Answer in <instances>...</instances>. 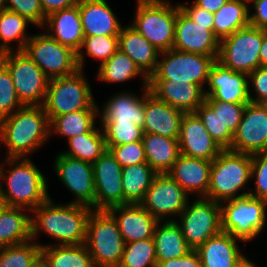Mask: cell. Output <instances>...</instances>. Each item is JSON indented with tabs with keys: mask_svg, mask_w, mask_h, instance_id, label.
Instances as JSON below:
<instances>
[{
	"mask_svg": "<svg viewBox=\"0 0 267 267\" xmlns=\"http://www.w3.org/2000/svg\"><path fill=\"white\" fill-rule=\"evenodd\" d=\"M93 209L67 203L55 204L51 198L35 208L31 216V239L42 232L56 239L55 245L85 244L87 222Z\"/></svg>",
	"mask_w": 267,
	"mask_h": 267,
	"instance_id": "obj_1",
	"label": "cell"
},
{
	"mask_svg": "<svg viewBox=\"0 0 267 267\" xmlns=\"http://www.w3.org/2000/svg\"><path fill=\"white\" fill-rule=\"evenodd\" d=\"M3 164L13 166L8 170L0 163V193L7 207L30 212L50 198L46 176L29 157H7Z\"/></svg>",
	"mask_w": 267,
	"mask_h": 267,
	"instance_id": "obj_2",
	"label": "cell"
},
{
	"mask_svg": "<svg viewBox=\"0 0 267 267\" xmlns=\"http://www.w3.org/2000/svg\"><path fill=\"white\" fill-rule=\"evenodd\" d=\"M50 137V121L43 105L23 106L0 119V144L7 147L9 158L29 157Z\"/></svg>",
	"mask_w": 267,
	"mask_h": 267,
	"instance_id": "obj_3",
	"label": "cell"
},
{
	"mask_svg": "<svg viewBox=\"0 0 267 267\" xmlns=\"http://www.w3.org/2000/svg\"><path fill=\"white\" fill-rule=\"evenodd\" d=\"M252 155L233 152L229 149L222 150L212 161L210 183L205 198L222 203L235 198L249 195L245 189L251 180Z\"/></svg>",
	"mask_w": 267,
	"mask_h": 267,
	"instance_id": "obj_4",
	"label": "cell"
},
{
	"mask_svg": "<svg viewBox=\"0 0 267 267\" xmlns=\"http://www.w3.org/2000/svg\"><path fill=\"white\" fill-rule=\"evenodd\" d=\"M131 26L160 52L173 49L177 6L169 0H136Z\"/></svg>",
	"mask_w": 267,
	"mask_h": 267,
	"instance_id": "obj_5",
	"label": "cell"
},
{
	"mask_svg": "<svg viewBox=\"0 0 267 267\" xmlns=\"http://www.w3.org/2000/svg\"><path fill=\"white\" fill-rule=\"evenodd\" d=\"M85 245L95 267H118L125 242L107 210H93L87 222Z\"/></svg>",
	"mask_w": 267,
	"mask_h": 267,
	"instance_id": "obj_6",
	"label": "cell"
},
{
	"mask_svg": "<svg viewBox=\"0 0 267 267\" xmlns=\"http://www.w3.org/2000/svg\"><path fill=\"white\" fill-rule=\"evenodd\" d=\"M266 208L267 200L250 195L222 202L221 229L244 243L251 241L264 230Z\"/></svg>",
	"mask_w": 267,
	"mask_h": 267,
	"instance_id": "obj_7",
	"label": "cell"
},
{
	"mask_svg": "<svg viewBox=\"0 0 267 267\" xmlns=\"http://www.w3.org/2000/svg\"><path fill=\"white\" fill-rule=\"evenodd\" d=\"M92 94L81 69L68 76L50 79L43 104L49 121L56 116L89 109L95 103Z\"/></svg>",
	"mask_w": 267,
	"mask_h": 267,
	"instance_id": "obj_8",
	"label": "cell"
},
{
	"mask_svg": "<svg viewBox=\"0 0 267 267\" xmlns=\"http://www.w3.org/2000/svg\"><path fill=\"white\" fill-rule=\"evenodd\" d=\"M264 29L248 25L220 40L217 61L236 72L250 74L260 67Z\"/></svg>",
	"mask_w": 267,
	"mask_h": 267,
	"instance_id": "obj_9",
	"label": "cell"
},
{
	"mask_svg": "<svg viewBox=\"0 0 267 267\" xmlns=\"http://www.w3.org/2000/svg\"><path fill=\"white\" fill-rule=\"evenodd\" d=\"M155 71L148 80L188 81L205 87L209 71L217 61L213 56L170 49L160 52Z\"/></svg>",
	"mask_w": 267,
	"mask_h": 267,
	"instance_id": "obj_10",
	"label": "cell"
},
{
	"mask_svg": "<svg viewBox=\"0 0 267 267\" xmlns=\"http://www.w3.org/2000/svg\"><path fill=\"white\" fill-rule=\"evenodd\" d=\"M1 63L10 72L19 101L23 106L44 104L50 79L24 51L7 52Z\"/></svg>",
	"mask_w": 267,
	"mask_h": 267,
	"instance_id": "obj_11",
	"label": "cell"
},
{
	"mask_svg": "<svg viewBox=\"0 0 267 267\" xmlns=\"http://www.w3.org/2000/svg\"><path fill=\"white\" fill-rule=\"evenodd\" d=\"M23 51L49 79L68 76L79 69L77 53L47 32L31 35Z\"/></svg>",
	"mask_w": 267,
	"mask_h": 267,
	"instance_id": "obj_12",
	"label": "cell"
},
{
	"mask_svg": "<svg viewBox=\"0 0 267 267\" xmlns=\"http://www.w3.org/2000/svg\"><path fill=\"white\" fill-rule=\"evenodd\" d=\"M188 201L185 209L175 220L180 226L187 244L197 249L221 229V204L205 197L197 198L191 205Z\"/></svg>",
	"mask_w": 267,
	"mask_h": 267,
	"instance_id": "obj_13",
	"label": "cell"
},
{
	"mask_svg": "<svg viewBox=\"0 0 267 267\" xmlns=\"http://www.w3.org/2000/svg\"><path fill=\"white\" fill-rule=\"evenodd\" d=\"M188 196L168 173H157L140 205L158 221H174L185 209ZM166 216L170 217L163 220Z\"/></svg>",
	"mask_w": 267,
	"mask_h": 267,
	"instance_id": "obj_14",
	"label": "cell"
},
{
	"mask_svg": "<svg viewBox=\"0 0 267 267\" xmlns=\"http://www.w3.org/2000/svg\"><path fill=\"white\" fill-rule=\"evenodd\" d=\"M54 172L75 199L69 203L94 210L95 186L93 164L59 153L54 160Z\"/></svg>",
	"mask_w": 267,
	"mask_h": 267,
	"instance_id": "obj_15",
	"label": "cell"
},
{
	"mask_svg": "<svg viewBox=\"0 0 267 267\" xmlns=\"http://www.w3.org/2000/svg\"><path fill=\"white\" fill-rule=\"evenodd\" d=\"M229 150L251 155L267 152V107L263 103L246 105Z\"/></svg>",
	"mask_w": 267,
	"mask_h": 267,
	"instance_id": "obj_16",
	"label": "cell"
},
{
	"mask_svg": "<svg viewBox=\"0 0 267 267\" xmlns=\"http://www.w3.org/2000/svg\"><path fill=\"white\" fill-rule=\"evenodd\" d=\"M94 210L123 205L122 167L107 149L94 163Z\"/></svg>",
	"mask_w": 267,
	"mask_h": 267,
	"instance_id": "obj_17",
	"label": "cell"
},
{
	"mask_svg": "<svg viewBox=\"0 0 267 267\" xmlns=\"http://www.w3.org/2000/svg\"><path fill=\"white\" fill-rule=\"evenodd\" d=\"M219 45V39L208 29V25L196 24L177 4V20L173 49L213 56L217 60Z\"/></svg>",
	"mask_w": 267,
	"mask_h": 267,
	"instance_id": "obj_18",
	"label": "cell"
},
{
	"mask_svg": "<svg viewBox=\"0 0 267 267\" xmlns=\"http://www.w3.org/2000/svg\"><path fill=\"white\" fill-rule=\"evenodd\" d=\"M248 81V74L226 68L216 61L209 71L206 83L209 90H204V93L205 96L218 101L248 104L250 102Z\"/></svg>",
	"mask_w": 267,
	"mask_h": 267,
	"instance_id": "obj_19",
	"label": "cell"
},
{
	"mask_svg": "<svg viewBox=\"0 0 267 267\" xmlns=\"http://www.w3.org/2000/svg\"><path fill=\"white\" fill-rule=\"evenodd\" d=\"M180 154L213 161L223 150L211 137L196 113L183 115L178 137Z\"/></svg>",
	"mask_w": 267,
	"mask_h": 267,
	"instance_id": "obj_20",
	"label": "cell"
},
{
	"mask_svg": "<svg viewBox=\"0 0 267 267\" xmlns=\"http://www.w3.org/2000/svg\"><path fill=\"white\" fill-rule=\"evenodd\" d=\"M150 92L184 113H195L205 102L206 88L188 81L148 80Z\"/></svg>",
	"mask_w": 267,
	"mask_h": 267,
	"instance_id": "obj_21",
	"label": "cell"
},
{
	"mask_svg": "<svg viewBox=\"0 0 267 267\" xmlns=\"http://www.w3.org/2000/svg\"><path fill=\"white\" fill-rule=\"evenodd\" d=\"M107 211L116 220L125 243L153 238L159 221L140 204L116 205Z\"/></svg>",
	"mask_w": 267,
	"mask_h": 267,
	"instance_id": "obj_22",
	"label": "cell"
},
{
	"mask_svg": "<svg viewBox=\"0 0 267 267\" xmlns=\"http://www.w3.org/2000/svg\"><path fill=\"white\" fill-rule=\"evenodd\" d=\"M184 114L149 92L144 98L143 133L178 138Z\"/></svg>",
	"mask_w": 267,
	"mask_h": 267,
	"instance_id": "obj_23",
	"label": "cell"
},
{
	"mask_svg": "<svg viewBox=\"0 0 267 267\" xmlns=\"http://www.w3.org/2000/svg\"><path fill=\"white\" fill-rule=\"evenodd\" d=\"M143 96L126 92H119L109 98L99 109L101 123H134L143 130L144 124V98L150 92L149 87H143Z\"/></svg>",
	"mask_w": 267,
	"mask_h": 267,
	"instance_id": "obj_24",
	"label": "cell"
},
{
	"mask_svg": "<svg viewBox=\"0 0 267 267\" xmlns=\"http://www.w3.org/2000/svg\"><path fill=\"white\" fill-rule=\"evenodd\" d=\"M212 161L179 155L167 172L188 194L206 197L209 190ZM200 195V196H199Z\"/></svg>",
	"mask_w": 267,
	"mask_h": 267,
	"instance_id": "obj_25",
	"label": "cell"
},
{
	"mask_svg": "<svg viewBox=\"0 0 267 267\" xmlns=\"http://www.w3.org/2000/svg\"><path fill=\"white\" fill-rule=\"evenodd\" d=\"M84 36H118L122 24L105 0H80L78 3Z\"/></svg>",
	"mask_w": 267,
	"mask_h": 267,
	"instance_id": "obj_26",
	"label": "cell"
},
{
	"mask_svg": "<svg viewBox=\"0 0 267 267\" xmlns=\"http://www.w3.org/2000/svg\"><path fill=\"white\" fill-rule=\"evenodd\" d=\"M43 29L47 34L64 46H68L76 53L79 52L84 34L78 4L55 11L46 17Z\"/></svg>",
	"mask_w": 267,
	"mask_h": 267,
	"instance_id": "obj_27",
	"label": "cell"
},
{
	"mask_svg": "<svg viewBox=\"0 0 267 267\" xmlns=\"http://www.w3.org/2000/svg\"><path fill=\"white\" fill-rule=\"evenodd\" d=\"M238 241L241 240L223 231L208 239L196 249L202 267H237L245 258Z\"/></svg>",
	"mask_w": 267,
	"mask_h": 267,
	"instance_id": "obj_28",
	"label": "cell"
},
{
	"mask_svg": "<svg viewBox=\"0 0 267 267\" xmlns=\"http://www.w3.org/2000/svg\"><path fill=\"white\" fill-rule=\"evenodd\" d=\"M119 36V50L125 53L149 78L155 71L160 51L131 25L123 26Z\"/></svg>",
	"mask_w": 267,
	"mask_h": 267,
	"instance_id": "obj_29",
	"label": "cell"
},
{
	"mask_svg": "<svg viewBox=\"0 0 267 267\" xmlns=\"http://www.w3.org/2000/svg\"><path fill=\"white\" fill-rule=\"evenodd\" d=\"M142 142L147 163L157 173H167L180 155L178 138L143 133Z\"/></svg>",
	"mask_w": 267,
	"mask_h": 267,
	"instance_id": "obj_30",
	"label": "cell"
},
{
	"mask_svg": "<svg viewBox=\"0 0 267 267\" xmlns=\"http://www.w3.org/2000/svg\"><path fill=\"white\" fill-rule=\"evenodd\" d=\"M153 241L157 263L180 258L192 250L175 220L159 221L154 230Z\"/></svg>",
	"mask_w": 267,
	"mask_h": 267,
	"instance_id": "obj_31",
	"label": "cell"
},
{
	"mask_svg": "<svg viewBox=\"0 0 267 267\" xmlns=\"http://www.w3.org/2000/svg\"><path fill=\"white\" fill-rule=\"evenodd\" d=\"M40 258L46 267H95L85 244H40Z\"/></svg>",
	"mask_w": 267,
	"mask_h": 267,
	"instance_id": "obj_32",
	"label": "cell"
},
{
	"mask_svg": "<svg viewBox=\"0 0 267 267\" xmlns=\"http://www.w3.org/2000/svg\"><path fill=\"white\" fill-rule=\"evenodd\" d=\"M24 210L5 206L0 212V248L31 240V216Z\"/></svg>",
	"mask_w": 267,
	"mask_h": 267,
	"instance_id": "obj_33",
	"label": "cell"
},
{
	"mask_svg": "<svg viewBox=\"0 0 267 267\" xmlns=\"http://www.w3.org/2000/svg\"><path fill=\"white\" fill-rule=\"evenodd\" d=\"M157 172L147 163L122 168L123 205L140 204Z\"/></svg>",
	"mask_w": 267,
	"mask_h": 267,
	"instance_id": "obj_34",
	"label": "cell"
},
{
	"mask_svg": "<svg viewBox=\"0 0 267 267\" xmlns=\"http://www.w3.org/2000/svg\"><path fill=\"white\" fill-rule=\"evenodd\" d=\"M98 111L99 107L95 102L89 109L56 116L50 122V136L56 133L66 136L68 140L76 135L92 132L96 128Z\"/></svg>",
	"mask_w": 267,
	"mask_h": 267,
	"instance_id": "obj_35",
	"label": "cell"
},
{
	"mask_svg": "<svg viewBox=\"0 0 267 267\" xmlns=\"http://www.w3.org/2000/svg\"><path fill=\"white\" fill-rule=\"evenodd\" d=\"M249 3L229 0L214 15V35L219 41L250 24Z\"/></svg>",
	"mask_w": 267,
	"mask_h": 267,
	"instance_id": "obj_36",
	"label": "cell"
},
{
	"mask_svg": "<svg viewBox=\"0 0 267 267\" xmlns=\"http://www.w3.org/2000/svg\"><path fill=\"white\" fill-rule=\"evenodd\" d=\"M68 141V151L62 154L93 164L106 150L107 145L103 130L96 127L90 133L76 135Z\"/></svg>",
	"mask_w": 267,
	"mask_h": 267,
	"instance_id": "obj_37",
	"label": "cell"
},
{
	"mask_svg": "<svg viewBox=\"0 0 267 267\" xmlns=\"http://www.w3.org/2000/svg\"><path fill=\"white\" fill-rule=\"evenodd\" d=\"M140 74L143 77V87H148V77L125 53L118 50L110 59L99 66L97 78L106 83H121Z\"/></svg>",
	"mask_w": 267,
	"mask_h": 267,
	"instance_id": "obj_38",
	"label": "cell"
},
{
	"mask_svg": "<svg viewBox=\"0 0 267 267\" xmlns=\"http://www.w3.org/2000/svg\"><path fill=\"white\" fill-rule=\"evenodd\" d=\"M32 24L27 18L16 12L5 9L0 12V45L6 52L23 51L31 38L26 34L27 24ZM17 40V46L11 47L12 41Z\"/></svg>",
	"mask_w": 267,
	"mask_h": 267,
	"instance_id": "obj_39",
	"label": "cell"
},
{
	"mask_svg": "<svg viewBox=\"0 0 267 267\" xmlns=\"http://www.w3.org/2000/svg\"><path fill=\"white\" fill-rule=\"evenodd\" d=\"M85 48L86 52H82ZM119 50V36H84L82 46L77 52L79 69L84 68V54L98 58L100 65L110 59ZM84 53V54H83Z\"/></svg>",
	"mask_w": 267,
	"mask_h": 267,
	"instance_id": "obj_40",
	"label": "cell"
},
{
	"mask_svg": "<svg viewBox=\"0 0 267 267\" xmlns=\"http://www.w3.org/2000/svg\"><path fill=\"white\" fill-rule=\"evenodd\" d=\"M32 239L0 248V267H31L40 259V243Z\"/></svg>",
	"mask_w": 267,
	"mask_h": 267,
	"instance_id": "obj_41",
	"label": "cell"
},
{
	"mask_svg": "<svg viewBox=\"0 0 267 267\" xmlns=\"http://www.w3.org/2000/svg\"><path fill=\"white\" fill-rule=\"evenodd\" d=\"M153 238L125 243L118 267H156Z\"/></svg>",
	"mask_w": 267,
	"mask_h": 267,
	"instance_id": "obj_42",
	"label": "cell"
},
{
	"mask_svg": "<svg viewBox=\"0 0 267 267\" xmlns=\"http://www.w3.org/2000/svg\"><path fill=\"white\" fill-rule=\"evenodd\" d=\"M195 113L202 120L204 127L211 137L224 150L230 149L234 134L224 127L218 115L205 102L201 104Z\"/></svg>",
	"mask_w": 267,
	"mask_h": 267,
	"instance_id": "obj_43",
	"label": "cell"
},
{
	"mask_svg": "<svg viewBox=\"0 0 267 267\" xmlns=\"http://www.w3.org/2000/svg\"><path fill=\"white\" fill-rule=\"evenodd\" d=\"M107 146H119L142 140L143 130L134 123H101Z\"/></svg>",
	"mask_w": 267,
	"mask_h": 267,
	"instance_id": "obj_44",
	"label": "cell"
},
{
	"mask_svg": "<svg viewBox=\"0 0 267 267\" xmlns=\"http://www.w3.org/2000/svg\"><path fill=\"white\" fill-rule=\"evenodd\" d=\"M205 103L218 115L224 127H228L233 134L237 131L246 103L223 102L210 96H205Z\"/></svg>",
	"mask_w": 267,
	"mask_h": 267,
	"instance_id": "obj_45",
	"label": "cell"
},
{
	"mask_svg": "<svg viewBox=\"0 0 267 267\" xmlns=\"http://www.w3.org/2000/svg\"><path fill=\"white\" fill-rule=\"evenodd\" d=\"M22 107L10 72L0 62V119L13 114Z\"/></svg>",
	"mask_w": 267,
	"mask_h": 267,
	"instance_id": "obj_46",
	"label": "cell"
},
{
	"mask_svg": "<svg viewBox=\"0 0 267 267\" xmlns=\"http://www.w3.org/2000/svg\"><path fill=\"white\" fill-rule=\"evenodd\" d=\"M107 149L122 168L147 162L142 140L119 146H107Z\"/></svg>",
	"mask_w": 267,
	"mask_h": 267,
	"instance_id": "obj_47",
	"label": "cell"
},
{
	"mask_svg": "<svg viewBox=\"0 0 267 267\" xmlns=\"http://www.w3.org/2000/svg\"><path fill=\"white\" fill-rule=\"evenodd\" d=\"M6 9L27 18L32 25L44 27L46 16L40 0H5Z\"/></svg>",
	"mask_w": 267,
	"mask_h": 267,
	"instance_id": "obj_48",
	"label": "cell"
},
{
	"mask_svg": "<svg viewBox=\"0 0 267 267\" xmlns=\"http://www.w3.org/2000/svg\"><path fill=\"white\" fill-rule=\"evenodd\" d=\"M253 177L255 187L249 195L267 200V152L252 154L251 178Z\"/></svg>",
	"mask_w": 267,
	"mask_h": 267,
	"instance_id": "obj_49",
	"label": "cell"
},
{
	"mask_svg": "<svg viewBox=\"0 0 267 267\" xmlns=\"http://www.w3.org/2000/svg\"><path fill=\"white\" fill-rule=\"evenodd\" d=\"M249 82V100L252 103H265L267 101V67H258L256 70L248 74ZM250 82L252 88L256 92L252 96L250 90Z\"/></svg>",
	"mask_w": 267,
	"mask_h": 267,
	"instance_id": "obj_50",
	"label": "cell"
},
{
	"mask_svg": "<svg viewBox=\"0 0 267 267\" xmlns=\"http://www.w3.org/2000/svg\"><path fill=\"white\" fill-rule=\"evenodd\" d=\"M180 9L196 24L208 25V29H210L214 33V15L211 12L206 11L198 6H196L193 2L192 5L188 6L186 4H180Z\"/></svg>",
	"mask_w": 267,
	"mask_h": 267,
	"instance_id": "obj_51",
	"label": "cell"
},
{
	"mask_svg": "<svg viewBox=\"0 0 267 267\" xmlns=\"http://www.w3.org/2000/svg\"><path fill=\"white\" fill-rule=\"evenodd\" d=\"M157 267H202L199 253L192 249L186 255L157 263Z\"/></svg>",
	"mask_w": 267,
	"mask_h": 267,
	"instance_id": "obj_52",
	"label": "cell"
},
{
	"mask_svg": "<svg viewBox=\"0 0 267 267\" xmlns=\"http://www.w3.org/2000/svg\"><path fill=\"white\" fill-rule=\"evenodd\" d=\"M252 7L255 11L250 14V25L256 28L267 29V0H253Z\"/></svg>",
	"mask_w": 267,
	"mask_h": 267,
	"instance_id": "obj_53",
	"label": "cell"
},
{
	"mask_svg": "<svg viewBox=\"0 0 267 267\" xmlns=\"http://www.w3.org/2000/svg\"><path fill=\"white\" fill-rule=\"evenodd\" d=\"M80 0H40L44 15L72 7L79 3Z\"/></svg>",
	"mask_w": 267,
	"mask_h": 267,
	"instance_id": "obj_54",
	"label": "cell"
},
{
	"mask_svg": "<svg viewBox=\"0 0 267 267\" xmlns=\"http://www.w3.org/2000/svg\"><path fill=\"white\" fill-rule=\"evenodd\" d=\"M229 0H194L193 3L208 12L215 13Z\"/></svg>",
	"mask_w": 267,
	"mask_h": 267,
	"instance_id": "obj_55",
	"label": "cell"
},
{
	"mask_svg": "<svg viewBox=\"0 0 267 267\" xmlns=\"http://www.w3.org/2000/svg\"><path fill=\"white\" fill-rule=\"evenodd\" d=\"M260 67H267V29H264V37L260 49Z\"/></svg>",
	"mask_w": 267,
	"mask_h": 267,
	"instance_id": "obj_56",
	"label": "cell"
},
{
	"mask_svg": "<svg viewBox=\"0 0 267 267\" xmlns=\"http://www.w3.org/2000/svg\"><path fill=\"white\" fill-rule=\"evenodd\" d=\"M237 267H257V265L255 263H253L252 261H250L249 259H247V257H245L239 264Z\"/></svg>",
	"mask_w": 267,
	"mask_h": 267,
	"instance_id": "obj_57",
	"label": "cell"
},
{
	"mask_svg": "<svg viewBox=\"0 0 267 267\" xmlns=\"http://www.w3.org/2000/svg\"><path fill=\"white\" fill-rule=\"evenodd\" d=\"M31 267H46L45 263L41 260V258L35 262Z\"/></svg>",
	"mask_w": 267,
	"mask_h": 267,
	"instance_id": "obj_58",
	"label": "cell"
},
{
	"mask_svg": "<svg viewBox=\"0 0 267 267\" xmlns=\"http://www.w3.org/2000/svg\"><path fill=\"white\" fill-rule=\"evenodd\" d=\"M6 54H7V52L0 45V62L3 60V58L6 56Z\"/></svg>",
	"mask_w": 267,
	"mask_h": 267,
	"instance_id": "obj_59",
	"label": "cell"
},
{
	"mask_svg": "<svg viewBox=\"0 0 267 267\" xmlns=\"http://www.w3.org/2000/svg\"><path fill=\"white\" fill-rule=\"evenodd\" d=\"M5 202H4V199L0 193V212L3 210V208L5 207Z\"/></svg>",
	"mask_w": 267,
	"mask_h": 267,
	"instance_id": "obj_60",
	"label": "cell"
},
{
	"mask_svg": "<svg viewBox=\"0 0 267 267\" xmlns=\"http://www.w3.org/2000/svg\"><path fill=\"white\" fill-rule=\"evenodd\" d=\"M6 9L5 0H0V12Z\"/></svg>",
	"mask_w": 267,
	"mask_h": 267,
	"instance_id": "obj_61",
	"label": "cell"
},
{
	"mask_svg": "<svg viewBox=\"0 0 267 267\" xmlns=\"http://www.w3.org/2000/svg\"><path fill=\"white\" fill-rule=\"evenodd\" d=\"M243 1H246L250 4L253 0H243Z\"/></svg>",
	"mask_w": 267,
	"mask_h": 267,
	"instance_id": "obj_62",
	"label": "cell"
}]
</instances>
